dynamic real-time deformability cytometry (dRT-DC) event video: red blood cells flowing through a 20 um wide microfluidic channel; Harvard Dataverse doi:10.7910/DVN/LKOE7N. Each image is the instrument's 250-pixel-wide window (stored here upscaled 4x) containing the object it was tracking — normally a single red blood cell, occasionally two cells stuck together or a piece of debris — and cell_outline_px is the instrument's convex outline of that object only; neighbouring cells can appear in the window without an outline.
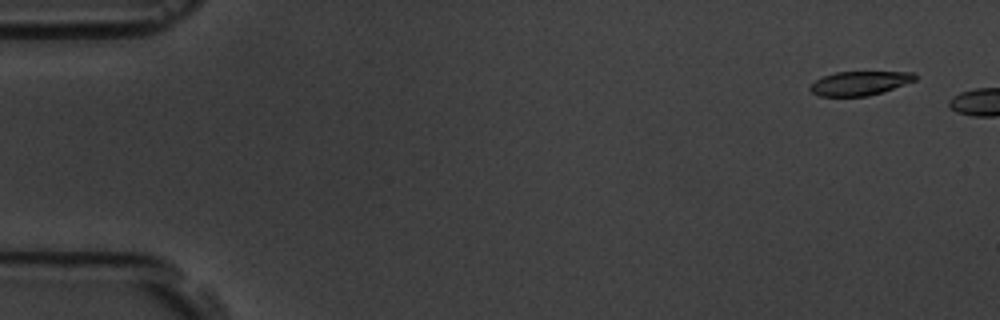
{"species": "common noctule bat (a hibernating species)", "species_latin": "Nyctalus noctula", "temperature_condition": "room temperature", "stored_images_in_passage": 3, "segment_of_instrument_passage": [2, 2], "camera_frame_rate_fps": 3000, "um_per_image_px": 0.085, "animal": {"sex": "male", "body_mass_g": 19.5, "forearm_length_mm": 54.6}, "frame": {"image": 1, "passage_image": 3, "time_ms": 2.333, "image_size_px": [1000, 320], "cell_outline_px": [[916, 80], [868, 96], [820, 96], [812, 92], [808, 88], [816, 80], [824, 76], [836, 72], [916, 72]], "centroid_in_image_um": [73.06, 7.07], "position_along_channel_um": 11.9, "area_um2": 14.45}}